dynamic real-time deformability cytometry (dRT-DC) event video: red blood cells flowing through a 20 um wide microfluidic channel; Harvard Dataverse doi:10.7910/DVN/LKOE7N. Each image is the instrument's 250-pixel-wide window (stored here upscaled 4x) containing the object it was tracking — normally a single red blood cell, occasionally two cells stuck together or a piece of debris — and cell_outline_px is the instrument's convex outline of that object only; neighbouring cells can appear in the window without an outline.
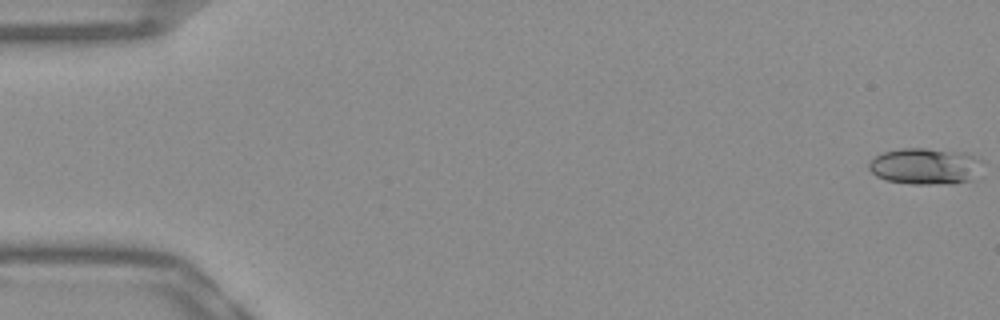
{"species": "Egyptian fruit bat (a non-hibernating species)", "species_latin": "Rousettus aegyptiacus", "temperature_condition": "warm", "stored_images_in_passage": 53, "camera_frame_rate_fps": 3000, "um_per_image_px": 0.085, "frame": {"image": 1, "passage_image": 1, "time_ms": 0.0, "image_size_px": [1000, 320], "cell_outline_px": [[984, 160], [972, 180], [952, 184], [912, 184], [884, 180], [876, 176], [868, 168], [868, 164], [876, 156], [884, 152], [900, 148], [924, 148], [964, 152]], "centroid_in_image_um": [78.65, 14.13], "position_along_channel_um": 6.4, "area_um2": 24.22}}
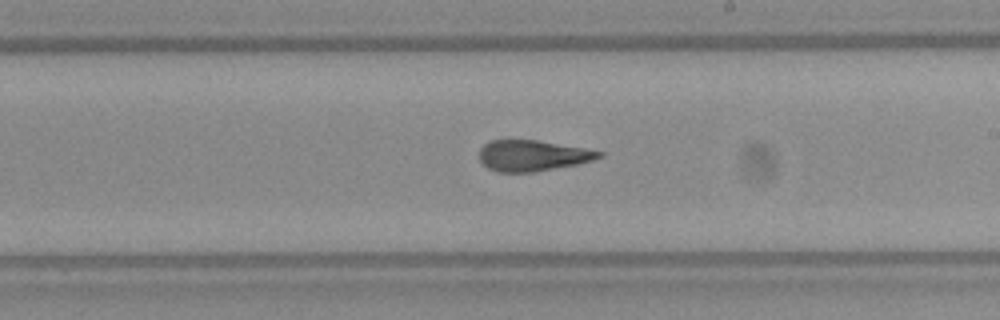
{"frame": {"image": 2, "passage_image": 31, "time_ms": 10.0, "image_size_px": [1000, 320], "cell_outline_px": [[604, 156], [592, 160], [576, 164], [532, 172], [496, 172], [488, 168], [480, 160], [480, 148], [484, 144], [492, 140], [536, 140], [584, 148], [604, 152]], "centroid_in_image_um": [45.26, 13.22], "position_along_channel_um": 243.7, "area_um2": 21.33}}
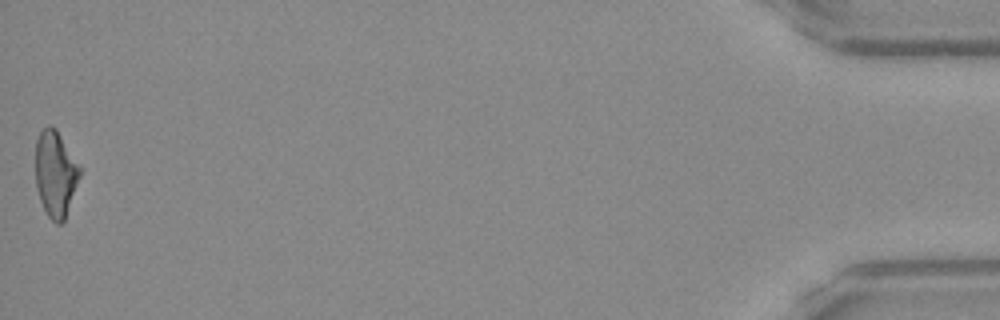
{"frame": {"image": 3, "passage_image": 53, "time_ms": 17.333, "image_size_px": [1000, 320], "cell_outline_px": [[80, 176], [64, 220], [60, 224], [56, 224], [48, 216], [40, 200], [36, 188], [36, 140], [40, 132], [48, 124], [52, 124], [56, 128], [80, 168]], "centroid_in_image_um": [4.69, 14.76], "position_along_channel_um": 430.5, "area_um2": 21.91}, "authors_computed_cell_mechanics": {"area_um2": 22.4264, "velocity_mm_per_s": 3.8777, "shape_relaxation_time_tau1_ms": 7.5295, "shape_relaxation_time_tau2_ms": 1.9756, "deformation_change_tau1": 0.2253, "deformation_change_tau2": 0.1015}}